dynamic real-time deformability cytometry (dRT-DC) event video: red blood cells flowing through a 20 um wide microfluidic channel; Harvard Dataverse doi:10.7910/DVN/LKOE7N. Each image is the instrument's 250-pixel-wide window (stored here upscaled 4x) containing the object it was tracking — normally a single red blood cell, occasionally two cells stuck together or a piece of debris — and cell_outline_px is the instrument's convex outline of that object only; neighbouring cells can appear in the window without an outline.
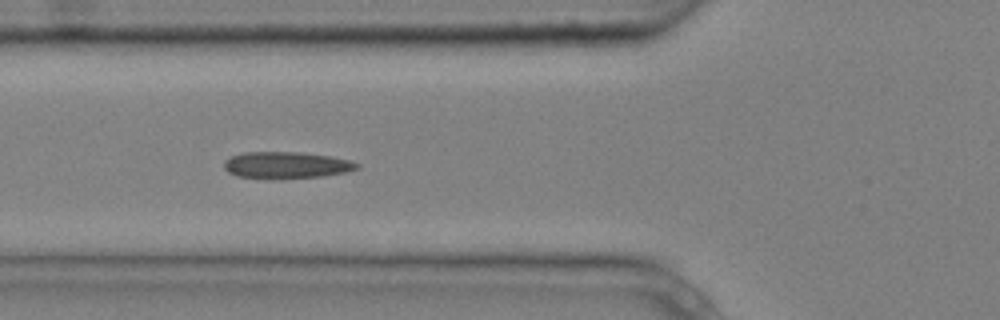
{"species": "common noctule bat (a hibernating species)", "species_latin": "Nyctalus noctula", "temperature_condition": "cold", "stored_images_in_passage": 9, "camera_frame_rate_fps": 3000, "um_per_image_px": 0.085, "animal": {"sex": "male", "body_mass_g": 20.4}, "frame": {"image": 1, "passage_image": 6, "time_ms": 1.667, "image_size_px": [1000, 320], "cell_outline_px": [[360, 168], [344, 172], [320, 176], [280, 180], [272, 180], [236, 176], [228, 172], [224, 168], [224, 160], [232, 156], [244, 152], [300, 152], [332, 156], [348, 160], [360, 164]], "centroid_in_image_um": [24.3, 14.05], "position_along_channel_um": 101.5, "area_um2": 21.04}}